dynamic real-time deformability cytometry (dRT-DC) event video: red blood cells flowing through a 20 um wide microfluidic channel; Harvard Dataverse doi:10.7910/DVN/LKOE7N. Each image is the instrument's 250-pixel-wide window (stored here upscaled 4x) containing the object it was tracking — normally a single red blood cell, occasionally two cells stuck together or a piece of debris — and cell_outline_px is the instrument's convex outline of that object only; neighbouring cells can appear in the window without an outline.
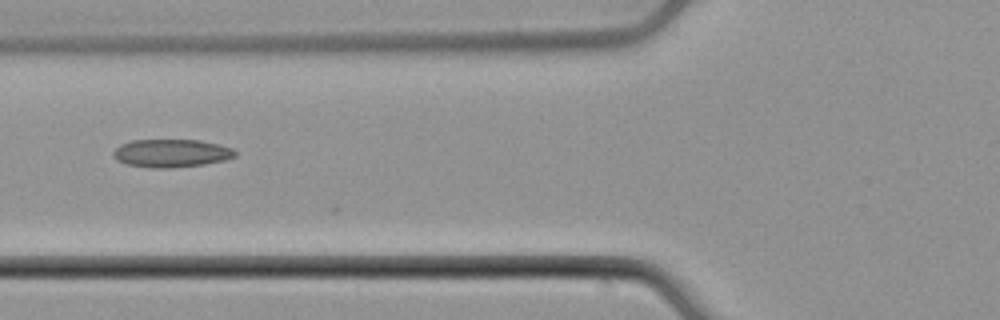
{"species": "common noctule bat (a hibernating species)", "species_latin": "Nyctalus noctula", "temperature_condition": "cold", "stored_images_in_passage": 24, "camera_frame_rate_fps": 3000, "um_per_image_px": 0.085, "animal": {"sex": "male", "body_mass_g": 21.5, "forearm_length_mm": 52.0}, "frame": {"image": 1, "passage_image": 20, "time_ms": 6.333, "image_size_px": [1000, 320], "cell_outline_px": [[236, 156], [224, 160], [204, 164], [172, 168], [152, 168], [128, 164], [116, 160], [112, 156], [112, 152], [120, 144], [132, 140], [200, 140], [220, 144], [232, 148], [236, 152]], "centroid_in_image_um": [14.55, 13.02], "position_along_channel_um": 111.2, "area_um2": 20.0}}
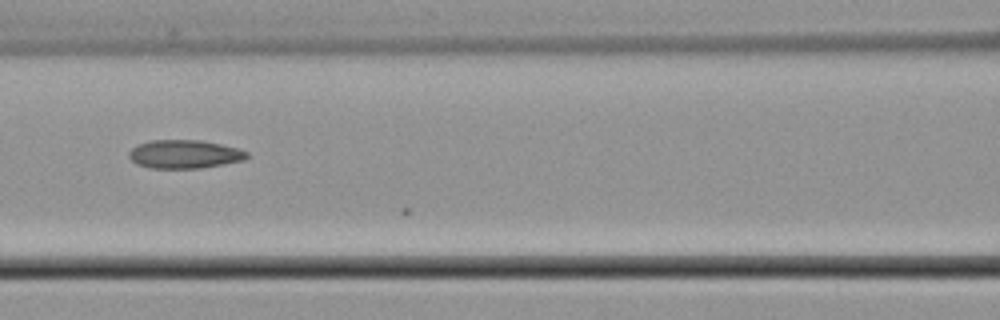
{"frame": {"image": 2, "passage_image": 23, "time_ms": 7.333, "image_size_px": [1000, 320], "cell_outline_px": [[248, 156], [244, 160], [224, 164], [200, 168], [148, 168], [136, 164], [128, 156], [128, 152], [136, 144], [148, 140], [200, 140], [220, 144], [236, 148], [248, 152]], "centroid_in_image_um": [15.63, 13.1], "position_along_channel_um": 151.0, "area_um2": 19.65}}